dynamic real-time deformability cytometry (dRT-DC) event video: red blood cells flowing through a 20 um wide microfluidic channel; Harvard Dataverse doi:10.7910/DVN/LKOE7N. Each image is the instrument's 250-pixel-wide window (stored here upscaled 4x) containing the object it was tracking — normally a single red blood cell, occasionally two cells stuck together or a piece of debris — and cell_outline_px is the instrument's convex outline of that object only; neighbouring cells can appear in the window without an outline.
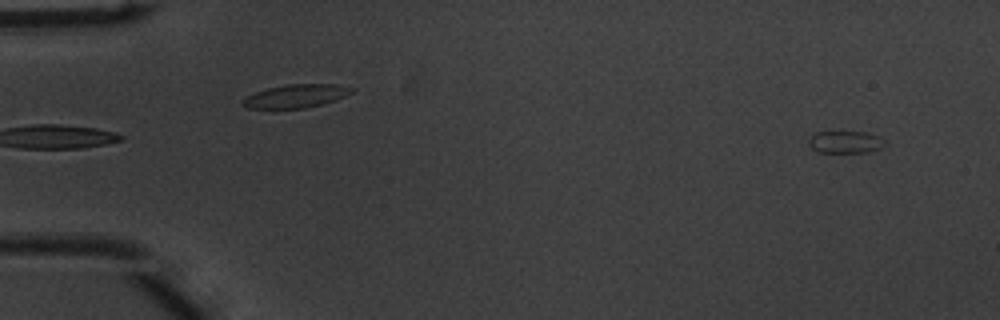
{"species": "common noctule bat (a hibernating species)", "species_latin": "Nyctalus noctula", "temperature_condition": "warm", "stored_images_in_passage": 50, "camera_frame_rate_fps": 3000, "um_per_image_px": 0.085, "animal": {"sex": "male", "body_mass_g": 20.1, "forearm_length_mm": 53.5}, "frame": {"image": 1, "passage_image": 3, "time_ms": 0.667, "image_size_px": [1000, 320], "cell_outline_px": [[884, 144], [880, 148], [868, 152], [820, 152], [812, 148], [808, 144], [808, 140], [812, 132], [840, 128], [864, 132], [880, 136], [884, 140]], "centroid_in_image_um": [71.78, 11.99], "position_along_channel_um": 13.2, "area_um2": 10.58}}